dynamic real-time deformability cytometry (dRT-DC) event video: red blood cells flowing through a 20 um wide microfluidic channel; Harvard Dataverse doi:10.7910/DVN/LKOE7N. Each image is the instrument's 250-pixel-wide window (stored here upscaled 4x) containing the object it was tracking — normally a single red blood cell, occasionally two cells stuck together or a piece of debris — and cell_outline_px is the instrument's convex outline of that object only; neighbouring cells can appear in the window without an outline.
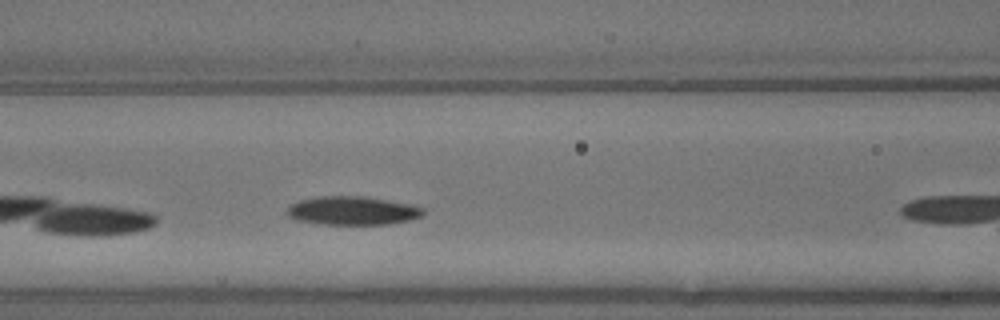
{"species": "common noctule bat (a hibernating species)", "species_latin": "Nyctalus noctula", "temperature_condition": "warm", "stored_images_in_passage": 7, "camera_frame_rate_fps": 3000, "um_per_image_px": 0.085, "animal": {"sex": "male", "body_mass_g": 13.3}, "frame": {"image": 1, "passage_image": 6, "time_ms": 1.667, "image_size_px": [1000, 320], "cell_outline_px": [[424, 216], [408, 220], [388, 224], [324, 224], [300, 220], [288, 216], [284, 212], [292, 204], [300, 200], [320, 196], [364, 196], [408, 204], [424, 208]], "centroid_in_image_um": [29.97, 17.9], "position_along_channel_um": 136.6, "area_um2": 22.43}}